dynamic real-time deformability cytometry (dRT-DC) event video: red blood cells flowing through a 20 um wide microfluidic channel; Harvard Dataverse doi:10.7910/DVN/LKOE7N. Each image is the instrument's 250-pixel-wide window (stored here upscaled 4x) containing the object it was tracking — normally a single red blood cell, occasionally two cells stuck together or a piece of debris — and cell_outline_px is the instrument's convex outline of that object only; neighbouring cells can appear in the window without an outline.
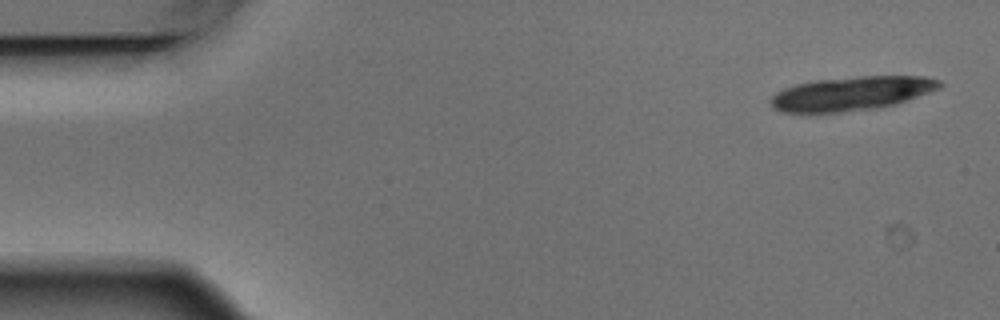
{"species": "Egyptian fruit bat (a non-hibernating species)", "species_latin": "Rousettus aegyptiacus", "temperature_condition": "warm", "stored_images_in_passage": 3, "camera_frame_rate_fps": 3000, "um_per_image_px": 0.085, "animal": {"sex": "male"}, "frame": {"image": 1, "passage_image": 1, "time_ms": 0.0, "image_size_px": [1000, 320], "cell_outline_px": [[944, 84], [940, 88], [896, 104], [876, 108], [808, 116], [804, 116], [784, 112], [772, 108], [772, 96], [776, 92], [784, 88], [796, 84], [816, 80], [860, 76], [924, 76], [940, 80]], "centroid_in_image_um": [72.32, 7.98], "position_along_channel_um": 12.7, "area_um2": 34.16}}